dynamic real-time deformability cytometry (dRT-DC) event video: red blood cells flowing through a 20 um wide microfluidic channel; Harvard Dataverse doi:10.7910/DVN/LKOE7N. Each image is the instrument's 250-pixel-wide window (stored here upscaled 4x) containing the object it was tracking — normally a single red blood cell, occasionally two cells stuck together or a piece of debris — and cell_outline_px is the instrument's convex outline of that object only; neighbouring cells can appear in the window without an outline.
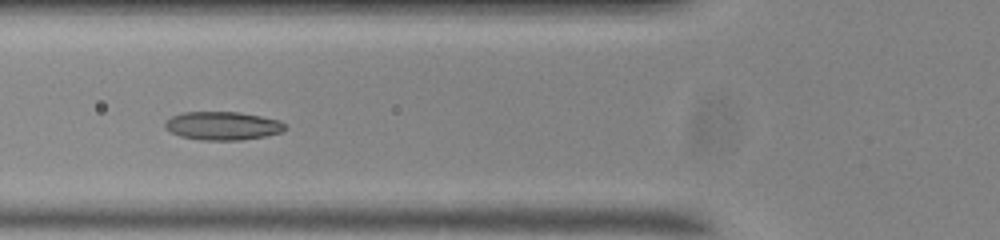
{"species": "common noctule bat (a hibernating species)", "species_latin": "Nyctalus noctula", "temperature_condition": "room temperature", "stored_images_in_passage": 17, "camera_frame_rate_fps": 3000, "um_per_image_px": 0.085, "animal": {"sex": "male", "body_mass_g": 20.0, "forearm_length_mm": 53.3}, "frame": {"image": 1, "passage_image": 6, "time_ms": 1.667, "image_size_px": [1000, 240], "cell_outline_px": [[288, 128], [284, 132], [264, 136], [240, 140], [200, 140], [180, 136], [164, 128], [164, 124], [172, 116], [184, 112], [240, 112], [280, 120]], "centroid_in_image_um": [18.96, 10.69], "position_along_channel_um": 106.8, "area_um2": 19.88}}
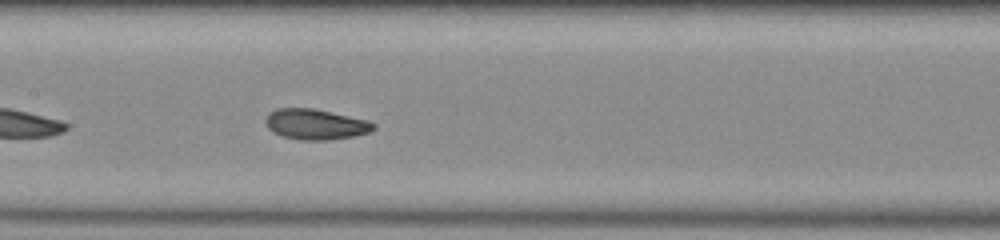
{"frame": {"image": 2, "passage_image": 12, "time_ms": 3.667, "image_size_px": [1000, 240], "cell_outline_px": [[376, 128], [368, 132], [352, 136], [328, 140], [300, 140], [280, 136], [272, 132], [268, 128], [264, 120], [268, 112], [276, 108], [312, 108], [368, 120], [376, 124]], "centroid_in_image_um": [26.77, 10.56], "position_along_channel_um": 180.6, "area_um2": 19.31}}